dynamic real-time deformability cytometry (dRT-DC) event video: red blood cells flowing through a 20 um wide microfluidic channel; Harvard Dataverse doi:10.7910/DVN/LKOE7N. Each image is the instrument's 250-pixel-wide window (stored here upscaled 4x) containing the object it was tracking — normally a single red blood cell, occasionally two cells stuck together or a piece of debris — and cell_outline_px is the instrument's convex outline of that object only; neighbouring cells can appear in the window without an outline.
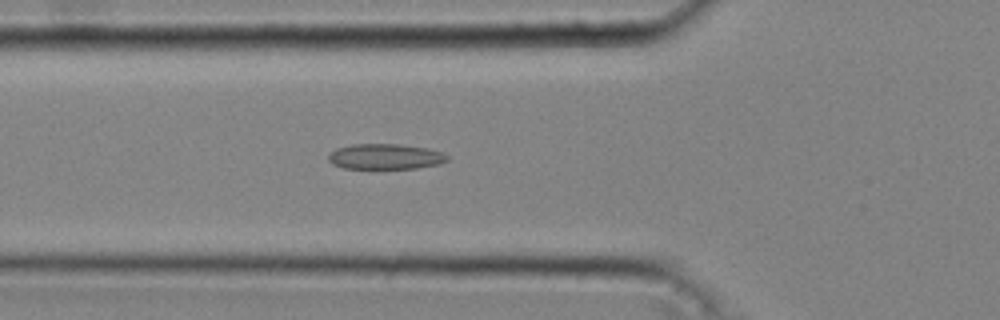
{"species": "common noctule bat (a hibernating species)", "species_latin": "Nyctalus noctula", "temperature_condition": "cold", "stored_images_in_passage": 44, "camera_frame_rate_fps": 3000, "um_per_image_px": 0.085, "animal": {"sex": "male", "body_mass_g": 20.4}, "frame": {"image": 1, "passage_image": 16, "time_ms": 5.0, "image_size_px": [1000, 320], "cell_outline_px": [[448, 160], [440, 164], [416, 168], [344, 168], [332, 164], [328, 160], [328, 152], [336, 148], [352, 144], [400, 144], [428, 148], [440, 152], [448, 156]], "centroid_in_image_um": [32.72, 13.3], "position_along_channel_um": 93.1, "area_um2": 17.69}}
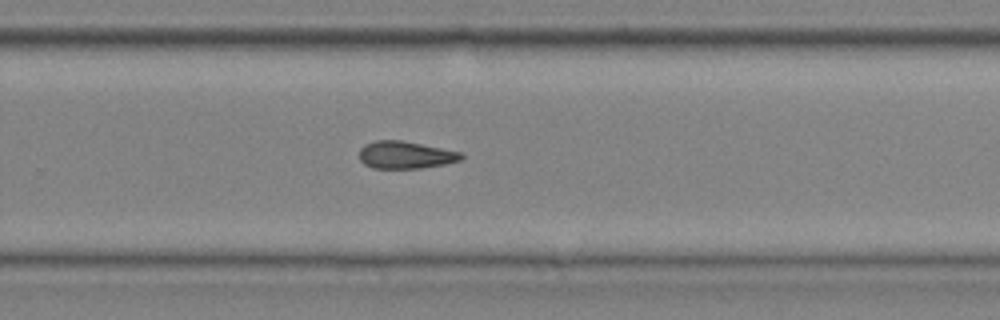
{"frame": {"image": 2, "passage_image": 30, "time_ms": 9.667, "image_size_px": [1000, 320], "cell_outline_px": [[464, 156], [460, 160], [444, 164], [420, 168], [372, 168], [364, 164], [360, 160], [360, 148], [364, 144], [376, 140], [400, 140], [464, 152]], "centroid_in_image_um": [34.47, 13.16], "position_along_channel_um": 295.3, "area_um2": 16.3}}
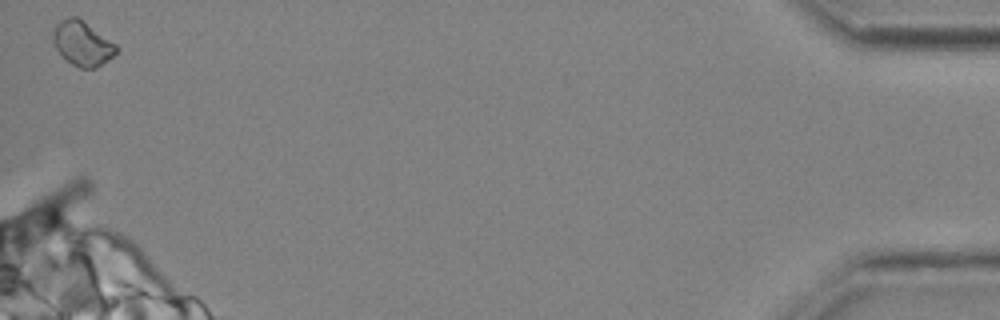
{"frame": {"image": 3, "passage_image": 44, "time_ms": 14.333, "image_size_px": [1000, 320], "cell_outline_px": [[120, 48], [108, 60], [96, 68], [80, 68], [72, 64], [52, 44], [52, 28], [60, 20], [72, 16], [76, 16], [84, 20], [116, 44]], "centroid_in_image_um": [6.99, 3.66], "position_along_channel_um": 428.2, "area_um2": 16.53}}